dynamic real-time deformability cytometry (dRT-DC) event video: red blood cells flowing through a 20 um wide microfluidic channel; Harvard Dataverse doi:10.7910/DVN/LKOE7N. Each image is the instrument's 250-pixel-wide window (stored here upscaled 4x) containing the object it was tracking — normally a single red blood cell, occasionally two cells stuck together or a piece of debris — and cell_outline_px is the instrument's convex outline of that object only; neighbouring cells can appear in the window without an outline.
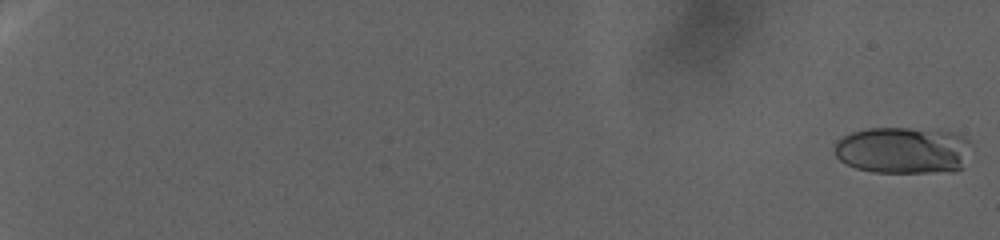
{"species": "human", "species_latin": "Homo sapiens", "temperature_condition": "warm", "stored_images_in_passage": 109, "camera_frame_rate_fps": 3000, "um_per_image_px": 0.085, "donor": {"sex": "female"}, "frame": {"image": 1, "passage_image": 1, "time_ms": 0.0, "image_size_px": [1000, 240], "cell_outline_px": [[968, 148], [964, 168], [956, 172], [872, 172], [856, 168], [840, 160], [836, 156], [836, 144], [844, 136], [852, 132], [868, 128], [940, 128], [952, 132], [968, 140]], "centroid_in_image_um": [76.81, 12.77], "position_along_channel_um": 8.2, "area_um2": 37.51}}
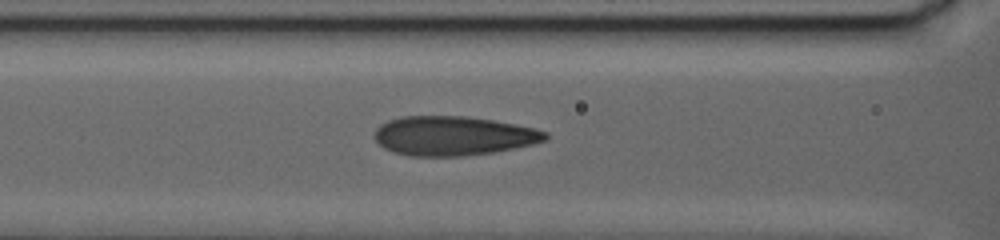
{"frame": {"image": 2, "passage_image": 60, "time_ms": 26.333, "image_size_px": [1000, 240], "cell_outline_px": [[548, 140], [532, 144], [496, 152], [464, 156], [408, 156], [392, 152], [384, 148], [372, 136], [376, 128], [380, 124], [388, 120], [404, 116], [464, 116], [492, 120], [516, 124], [548, 132]], "centroid_in_image_um": [38.5, 11.55], "position_along_channel_um": 128.1, "area_um2": 39.36}}
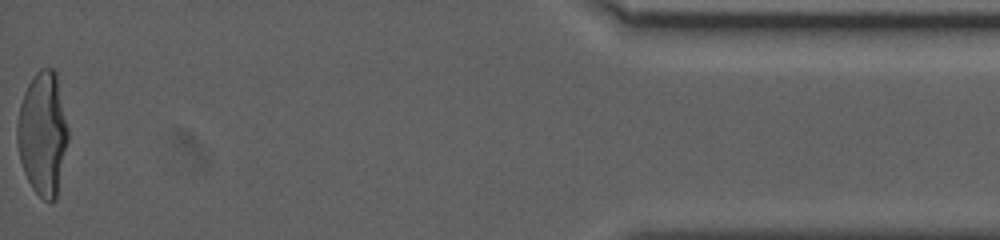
{"frame": {"image": 3, "passage_image": 109, "time_ms": 51.333, "image_size_px": [1000, 240], "cell_outline_px": [[68, 140], [56, 200], [48, 204], [32, 188], [24, 172], [20, 160], [16, 140], [16, 124], [20, 104], [24, 92], [28, 84], [36, 72], [40, 68], [52, 68], [56, 72], [68, 128]], "centroid_in_image_um": [3.62, 11.37], "position_along_channel_um": 431.6, "area_um2": 36.82}}